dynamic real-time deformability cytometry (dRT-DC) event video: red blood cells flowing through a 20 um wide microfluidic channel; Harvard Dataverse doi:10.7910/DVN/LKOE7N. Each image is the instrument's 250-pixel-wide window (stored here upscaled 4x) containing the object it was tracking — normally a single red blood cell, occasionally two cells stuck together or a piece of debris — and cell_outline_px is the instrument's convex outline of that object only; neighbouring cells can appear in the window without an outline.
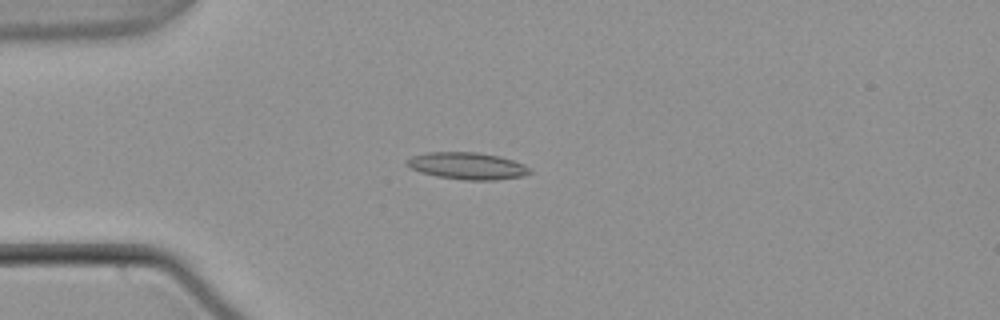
{"species": "common noctule bat (a hibernating species)", "species_latin": "Nyctalus noctula", "temperature_condition": "warm", "stored_images_in_passage": 49, "camera_frame_rate_fps": 3000, "um_per_image_px": 0.085, "animal": {"sex": "male", "body_mass_g": 21.5, "forearm_length_mm": 52.0}, "frame": {"image": 1, "passage_image": 9, "time_ms": 2.667, "image_size_px": [1000, 320], "cell_outline_px": [[532, 172], [524, 176], [496, 180], [464, 180], [436, 176], [420, 172], [404, 164], [412, 156], [428, 152], [476, 152], [500, 156], [524, 164]], "centroid_in_image_um": [39.73, 14.1], "position_along_channel_um": 45.3, "area_um2": 19.31}}
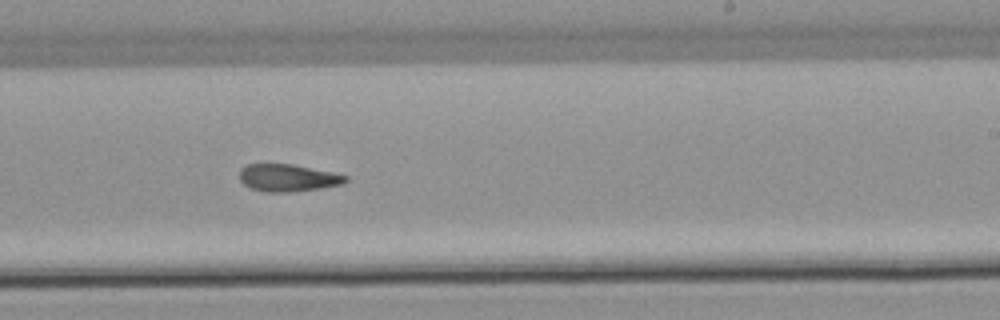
{"frame": {"image": 2, "passage_image": 28, "time_ms": 9.0, "image_size_px": [1000, 320], "cell_outline_px": [[348, 180], [344, 184], [320, 188], [288, 192], [264, 192], [252, 188], [244, 184], [240, 180], [240, 168], [248, 164], [292, 164], [332, 172], [348, 176]], "centroid_in_image_um": [24.48, 15.11], "position_along_channel_um": 264.5, "area_um2": 16.82}}
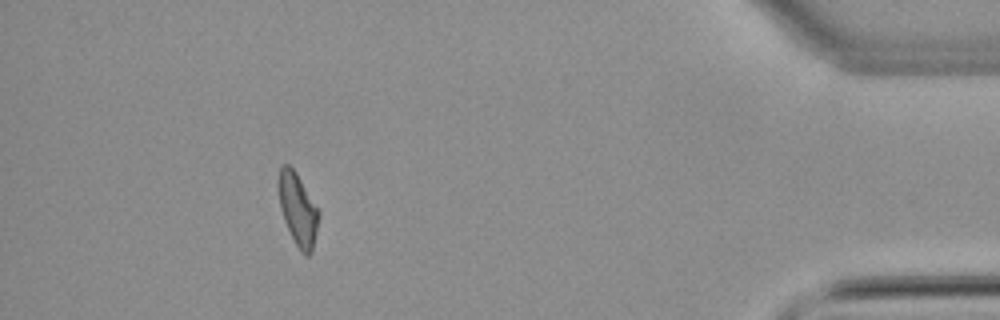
{"frame": {"image": 3, "passage_image": 44, "time_ms": 14.333, "image_size_px": [1000, 320], "cell_outline_px": [[320, 216], [312, 252], [308, 256], [304, 256], [300, 252], [284, 220], [280, 208], [276, 188], [276, 180], [280, 168], [284, 164], [288, 164], [296, 172], [320, 212]], "centroid_in_image_um": [25.29, 17.78], "position_along_channel_um": 409.9, "area_um2": 17.22}}